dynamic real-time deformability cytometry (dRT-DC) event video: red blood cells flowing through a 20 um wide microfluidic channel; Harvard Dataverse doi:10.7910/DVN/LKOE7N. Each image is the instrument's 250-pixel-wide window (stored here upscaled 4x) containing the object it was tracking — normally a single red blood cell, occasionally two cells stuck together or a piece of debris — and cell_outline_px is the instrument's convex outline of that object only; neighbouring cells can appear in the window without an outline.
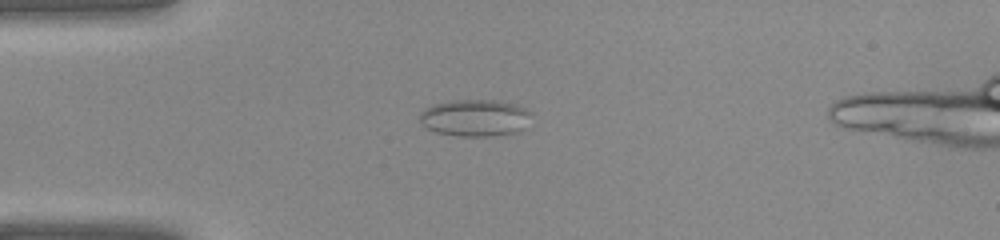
{"species": "common noctule bat (a hibernating species)", "species_latin": "Nyctalus noctula", "temperature_condition": "warm", "stored_images_in_passage": 30, "camera_frame_rate_fps": 3000, "um_per_image_px": 0.085, "animal": {"sex": "female", "body_mass_g": 22.0, "forearm_length_mm": 56.7}, "frame": {"image": 1, "passage_image": 1, "time_ms": 0.0, "image_size_px": [1000, 240], "cell_outline_px": [[528, 112], [524, 128], [516, 132], [496, 136], [456, 136], [436, 132], [428, 128], [420, 120], [420, 112], [436, 104], [456, 100], [492, 100], [516, 104], [524, 108]], "centroid_in_image_um": [40.36, 10.03], "position_along_channel_um": 44.6, "area_um2": 23.47}}
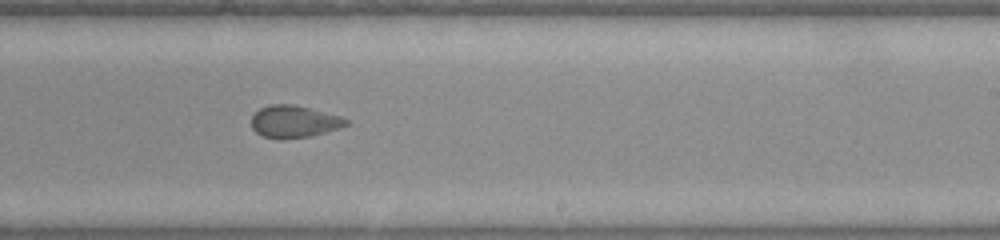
{"frame": {"image": 2, "passage_image": 15, "time_ms": 4.667, "image_size_px": [1000, 240], "cell_outline_px": [[348, 124], [340, 128], [312, 136], [284, 140], [280, 140], [264, 136], [256, 132], [252, 128], [252, 116], [260, 108], [268, 104], [292, 104], [340, 116], [348, 120]], "centroid_in_image_um": [24.98, 10.35], "position_along_channel_um": 264.0, "area_um2": 17.8}}
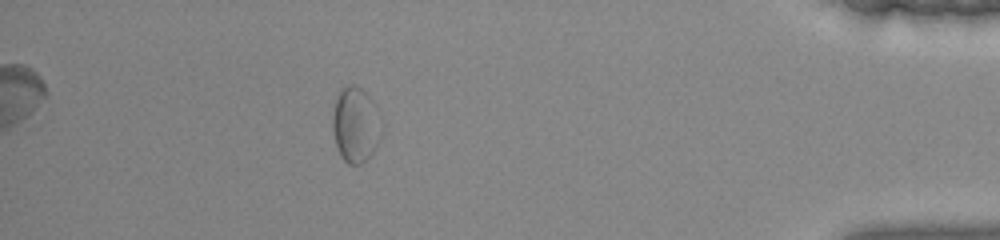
{"frame": {"image": 3, "passage_image": 26, "time_ms": 8.333, "image_size_px": [1000, 240], "cell_outline_px": [[380, 136], [368, 160], [364, 164], [348, 164], [340, 156], [336, 144], [332, 128], [332, 112], [340, 88], [348, 84], [356, 84], [372, 100], [376, 108]], "centroid_in_image_um": [30.17, 10.61], "position_along_channel_um": 405.0, "area_um2": 21.21}}